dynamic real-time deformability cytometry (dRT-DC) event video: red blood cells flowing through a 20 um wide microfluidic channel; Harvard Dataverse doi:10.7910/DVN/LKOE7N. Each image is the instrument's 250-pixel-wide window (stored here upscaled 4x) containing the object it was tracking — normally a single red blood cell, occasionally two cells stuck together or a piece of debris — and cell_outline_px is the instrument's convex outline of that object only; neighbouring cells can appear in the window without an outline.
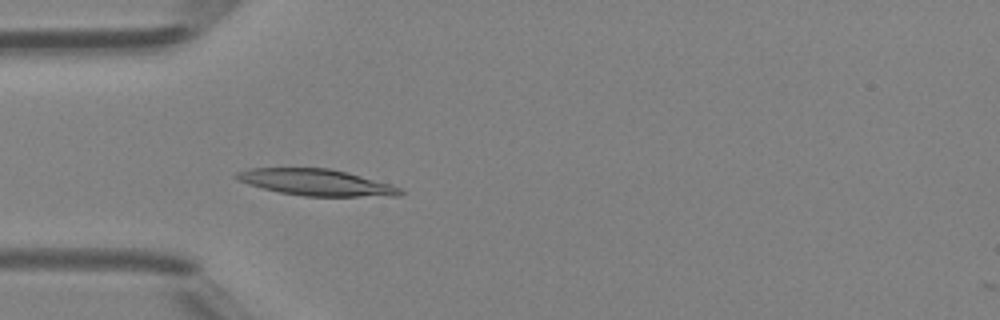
{"species": "Egyptian fruit bat (a non-hibernating species)", "species_latin": "Rousettus aegyptiacus", "temperature_condition": "room temperature", "stored_images_in_passage": 36, "camera_frame_rate_fps": 3000, "um_per_image_px": 0.085, "animal": {"sex": "female"}, "frame": {"image": 1, "passage_image": 3, "time_ms": 0.667, "image_size_px": [1000, 320], "cell_outline_px": [[404, 192], [400, 196], [304, 196], [280, 192], [248, 184], [236, 180], [232, 176], [236, 172], [252, 168], [332, 168], [348, 172], [388, 184], [400, 188]], "centroid_in_image_um": [26.84, 15.5], "position_along_channel_um": 58.2, "area_um2": 25.09}}
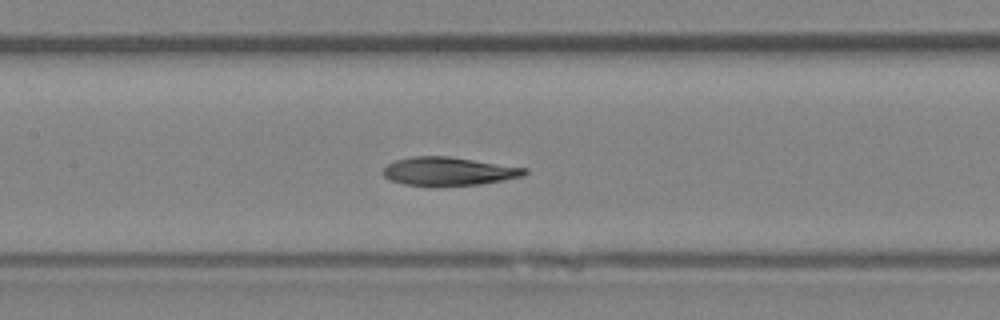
{"frame": {"image": 2, "passage_image": 11, "time_ms": 3.333, "image_size_px": [1000, 320], "cell_outline_px": [[528, 172], [524, 176], [504, 180], [480, 184], [432, 188], [404, 184], [392, 180], [384, 176], [380, 172], [388, 164], [396, 160], [412, 156], [448, 156], [528, 168]], "centroid_in_image_um": [38.12, 14.59], "position_along_channel_um": 169.3, "area_um2": 23.99}}
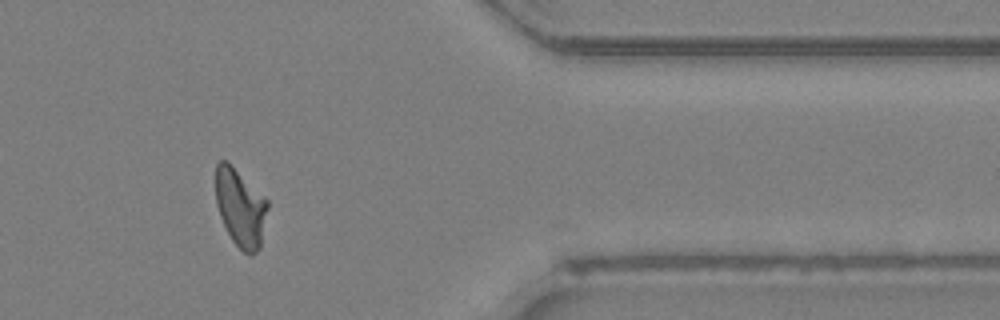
{"frame": {"image": 3, "passage_image": 28, "time_ms": 9.0, "image_size_px": [1000, 320], "cell_outline_px": [[268, 208], [260, 248], [252, 256], [248, 256], [232, 240], [220, 216], [216, 204], [216, 164], [220, 160], [228, 160], [268, 200]], "centroid_in_image_um": [20.44, 17.64], "position_along_channel_um": 391.0, "area_um2": 23.7}, "authors_computed_cell_mechanics": {"area_um2": 23.7558, "velocity_mm_per_s": 4.306, "shape_relaxation_time_tau1_ms": null, "shape_relaxation_time_tau2_ms": 5.3485, "deformation_change_tau1": null, "deformation_change_tau2": 0.1208}}